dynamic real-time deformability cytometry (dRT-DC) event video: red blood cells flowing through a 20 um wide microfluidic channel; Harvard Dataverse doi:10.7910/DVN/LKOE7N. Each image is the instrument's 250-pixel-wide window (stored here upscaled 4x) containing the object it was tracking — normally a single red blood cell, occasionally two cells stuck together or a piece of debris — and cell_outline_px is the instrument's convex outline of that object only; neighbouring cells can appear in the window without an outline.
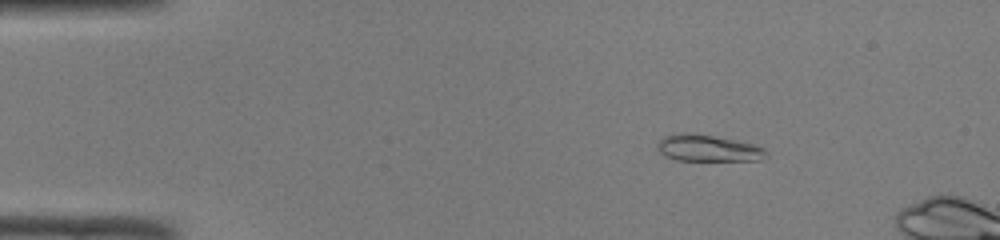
{"species": "common noctule bat (a hibernating species)", "species_latin": "Nyctalus noctula", "temperature_condition": "room temperature", "stored_images_in_passage": 7, "camera_frame_rate_fps": 3000, "um_per_image_px": 0.085, "animal": {"sex": "male", "body_mass_g": 19.0, "forearm_length_mm": 50.8}, "frame": {"image": 1, "passage_image": 2, "time_ms": 0.333, "image_size_px": [1000, 240], "cell_outline_px": [[768, 156], [760, 160], [676, 160], [664, 156], [656, 148], [656, 144], [664, 136], [680, 132], [684, 132], [712, 136], [752, 144], [764, 148], [768, 152]], "centroid_in_image_um": [60.14, 12.6], "position_along_channel_um": 24.9, "area_um2": 16.76}}